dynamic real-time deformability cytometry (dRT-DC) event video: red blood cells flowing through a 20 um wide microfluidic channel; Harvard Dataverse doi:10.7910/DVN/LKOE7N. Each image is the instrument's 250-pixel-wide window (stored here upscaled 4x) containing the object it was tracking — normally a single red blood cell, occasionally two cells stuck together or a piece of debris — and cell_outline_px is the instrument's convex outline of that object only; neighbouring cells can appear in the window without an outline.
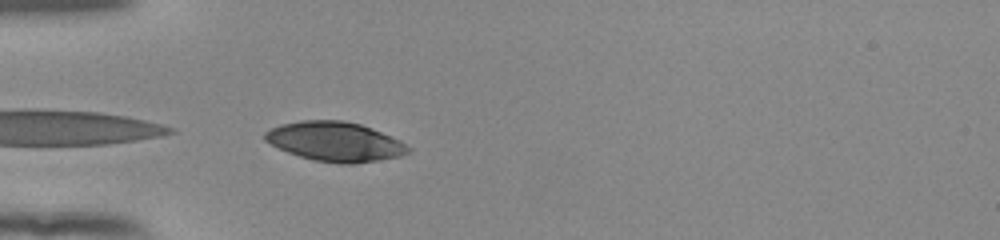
{"species": "human", "species_latin": "Homo sapiens", "temperature_condition": "room temperature", "stored_images_in_passage": 38, "camera_frame_rate_fps": 3000, "um_per_image_px": 0.085, "donor": {"sex": "female"}, "frame": {"image": 1, "passage_image": 2, "time_ms": 0.333, "image_size_px": [1000, 240], "cell_outline_px": [[412, 148], [408, 152], [400, 156], [352, 164], [340, 164], [316, 160], [300, 156], [288, 152], [264, 140], [264, 132], [280, 124], [300, 120], [344, 120], [360, 124], [372, 128], [400, 140]], "centroid_in_image_um": [28.49, 12.02], "position_along_channel_um": 56.5, "area_um2": 32.77}}
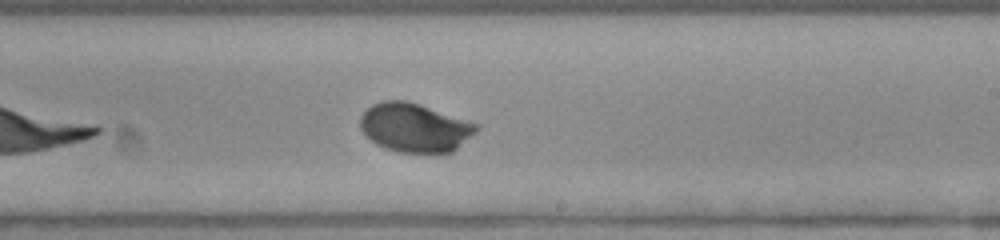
{"frame": {"image": 2, "passage_image": 18, "time_ms": 5.667, "image_size_px": [1000, 240], "cell_outline_px": [[480, 128], [476, 132], [452, 152], [396, 152], [384, 148], [376, 144], [360, 128], [360, 116], [372, 104], [384, 100], [404, 100], [420, 104], [476, 124]], "centroid_in_image_um": [35.22, 10.84], "position_along_channel_um": 253.8, "area_um2": 32.66}}
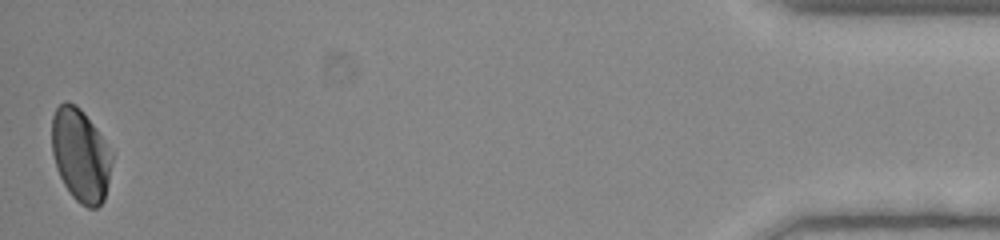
{"frame": {"image": 3, "passage_image": 38, "time_ms": 12.333, "image_size_px": [1000, 240], "cell_outline_px": [[112, 160], [104, 200], [96, 208], [88, 208], [80, 204], [72, 196], [64, 184], [56, 168], [52, 152], [52, 116], [56, 108], [64, 100], [68, 100], [76, 104], [80, 108], [96, 128], [112, 156]], "centroid_in_image_um": [6.81, 13.17], "position_along_channel_um": 428.4, "area_um2": 32.31}, "authors_computed_cell_mechanics": {"area_um2": 32.4836, "velocity_mm_per_s": 3.8821, "shape_relaxation_time_tau1_ms": 2.3069, "shape_relaxation_time_tau2_ms": null, "deformation_change_tau1": 0.1362, "deformation_change_tau2": null}}